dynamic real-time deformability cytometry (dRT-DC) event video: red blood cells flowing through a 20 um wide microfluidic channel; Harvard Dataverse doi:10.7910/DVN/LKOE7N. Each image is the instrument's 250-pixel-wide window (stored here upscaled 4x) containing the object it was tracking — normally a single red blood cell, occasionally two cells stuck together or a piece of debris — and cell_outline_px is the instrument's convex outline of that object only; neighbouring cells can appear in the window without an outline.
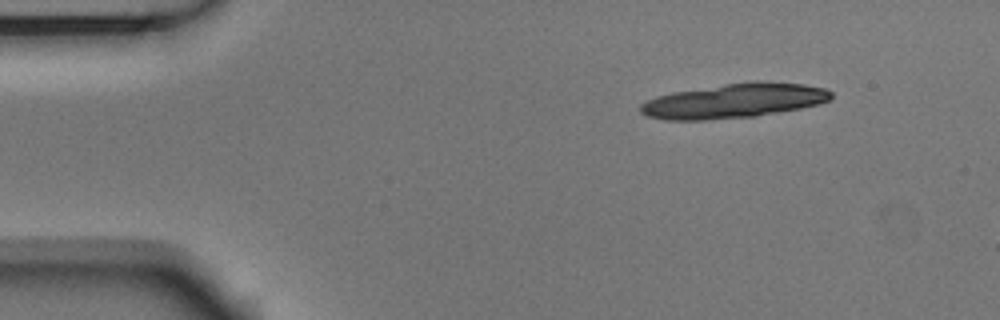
{"species": "Egyptian fruit bat (a non-hibernating species)", "species_latin": "Rousettus aegyptiacus", "temperature_condition": "room temperature", "stored_images_in_passage": 8, "camera_frame_rate_fps": 3000, "um_per_image_px": 0.085, "animal": {"sex": "male"}, "frame": {"image": 1, "passage_image": 1, "time_ms": 0.0, "image_size_px": [1000, 320], "cell_outline_px": [[832, 96], [828, 100], [816, 104], [796, 108], [752, 116], [696, 120], [676, 120], [652, 116], [644, 112], [640, 108], [648, 100], [660, 96], [680, 92], [728, 84], [800, 84], [824, 88], [832, 92]], "centroid_in_image_um": [62.42, 8.6], "position_along_channel_um": 22.6, "area_um2": 35.49}}